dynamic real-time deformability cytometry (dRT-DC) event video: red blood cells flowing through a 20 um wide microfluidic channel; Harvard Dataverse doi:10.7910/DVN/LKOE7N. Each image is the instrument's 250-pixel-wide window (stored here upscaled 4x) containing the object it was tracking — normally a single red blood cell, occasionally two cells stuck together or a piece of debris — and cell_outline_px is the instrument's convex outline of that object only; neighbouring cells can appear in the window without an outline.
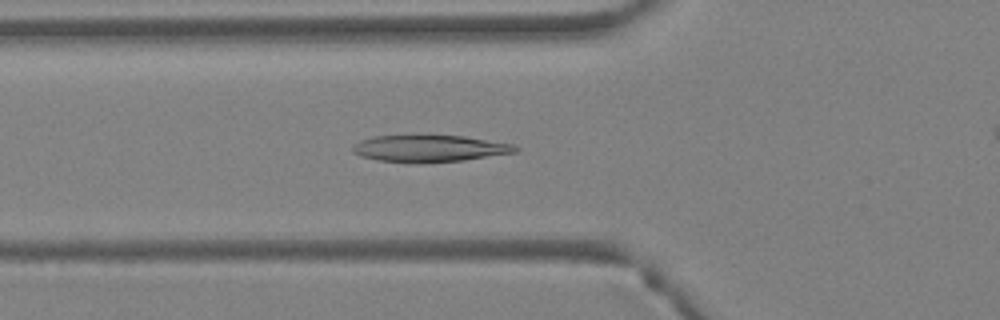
{"species": "Egyptian fruit bat (a non-hibernating species)", "species_latin": "Rousettus aegyptiacus", "temperature_condition": "warm", "stored_images_in_passage": 39, "camera_frame_rate_fps": 3000, "um_per_image_px": 0.085, "animal": {"sex": "female"}, "frame": {"image": 1, "passage_image": 16, "time_ms": 5.0, "image_size_px": [1000, 320], "cell_outline_px": [[520, 148], [516, 152], [464, 160], [408, 164], [380, 160], [360, 156], [352, 152], [352, 148], [360, 140], [376, 136], [464, 136], [512, 144]], "centroid_in_image_um": [36.49, 12.64], "position_along_channel_um": 89.3, "area_um2": 25.26}}
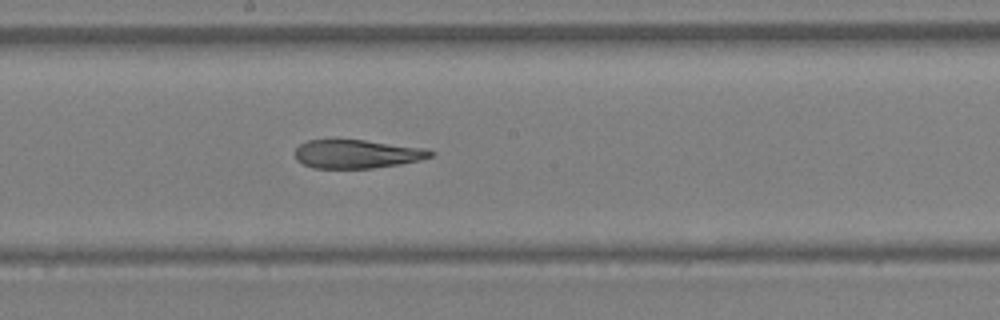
{"frame": {"image": 2, "passage_image": 24, "time_ms": 7.667, "image_size_px": [1000, 320], "cell_outline_px": [[436, 152], [432, 156], [420, 160], [400, 164], [372, 168], [312, 168], [296, 160], [292, 152], [300, 144], [308, 140], [364, 140], [424, 148]], "centroid_in_image_um": [30.3, 13.09], "position_along_channel_um": 217.9, "area_um2": 22.6}}
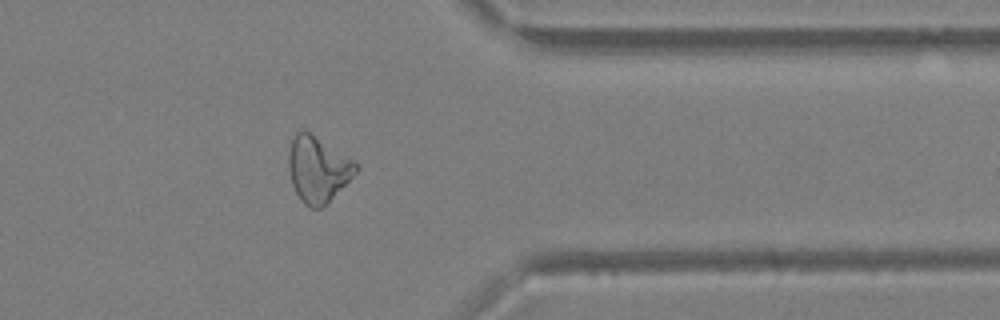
{"frame": {"image": 3, "passage_image": 35, "time_ms": 11.333, "image_size_px": [1000, 320], "cell_outline_px": [[360, 168], [320, 208], [312, 208], [304, 204], [300, 200], [292, 184], [288, 172], [288, 152], [292, 136], [300, 128], [308, 132], [356, 160], [360, 164]], "centroid_in_image_um": [26.99, 14.34], "position_along_channel_um": 384.4, "area_um2": 25.72}}